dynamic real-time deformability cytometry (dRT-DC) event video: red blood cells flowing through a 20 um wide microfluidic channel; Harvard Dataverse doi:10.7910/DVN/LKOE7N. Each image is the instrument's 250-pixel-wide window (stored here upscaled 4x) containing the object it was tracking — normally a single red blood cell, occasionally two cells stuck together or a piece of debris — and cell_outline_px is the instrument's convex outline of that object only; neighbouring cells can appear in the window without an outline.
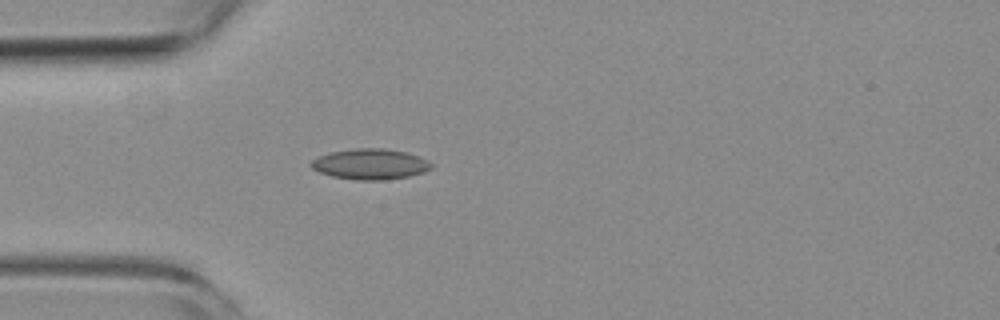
{"species": "common noctule bat (a hibernating species)", "species_latin": "Nyctalus noctula", "temperature_condition": "room temperature", "stored_images_in_passage": 2, "camera_frame_rate_fps": 3000, "um_per_image_px": 0.085, "animal": {"sex": "female", "body_mass_g": 19.3, "forearm_length_mm": 54.1}, "frame": {"image": 1, "passage_image": 2, "time_ms": 1.333, "image_size_px": [1000, 320], "cell_outline_px": [[432, 168], [424, 172], [408, 176], [384, 180], [356, 180], [332, 176], [320, 172], [312, 168], [308, 164], [312, 160], [320, 156], [332, 152], [356, 148], [384, 148], [408, 152], [428, 160], [432, 164]], "centroid_in_image_um": [31.49, 13.95], "position_along_channel_um": 53.5, "area_um2": 21.44}}